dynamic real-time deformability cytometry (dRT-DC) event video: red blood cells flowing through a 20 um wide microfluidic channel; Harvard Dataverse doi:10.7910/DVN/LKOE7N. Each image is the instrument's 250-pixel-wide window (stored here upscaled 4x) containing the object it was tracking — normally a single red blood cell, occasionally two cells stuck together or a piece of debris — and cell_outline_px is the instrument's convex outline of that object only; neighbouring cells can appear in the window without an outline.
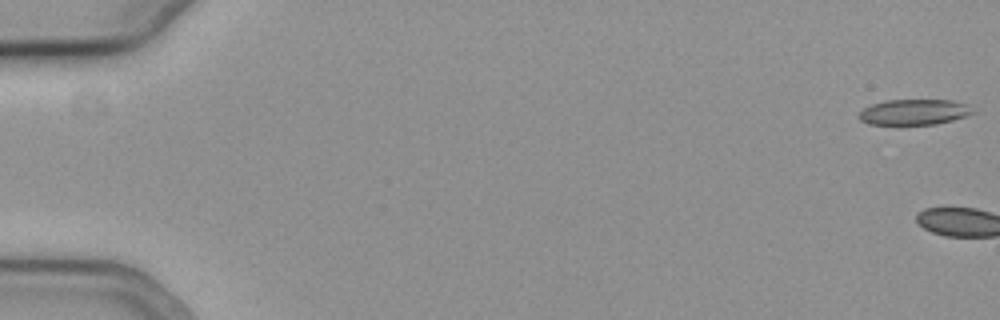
{"species": "common noctule bat (a hibernating species)", "species_latin": "Nyctalus noctula", "temperature_condition": "cold", "stored_images_in_passage": 3, "camera_frame_rate_fps": 3000, "um_per_image_px": 0.085, "animal": {"sex": "female", "body_mass_g": 19.3, "forearm_length_mm": 54.1}, "frame": {"image": 1, "passage_image": 1, "time_ms": 0.0, "image_size_px": [1000, 320], "cell_outline_px": [[976, 112], [952, 120], [936, 124], [868, 124], [860, 120], [856, 116], [864, 108], [872, 104], [888, 100], [952, 100], [964, 104]], "centroid_in_image_um": [77.65, 9.52], "position_along_channel_um": 7.3, "area_um2": 16.76}}